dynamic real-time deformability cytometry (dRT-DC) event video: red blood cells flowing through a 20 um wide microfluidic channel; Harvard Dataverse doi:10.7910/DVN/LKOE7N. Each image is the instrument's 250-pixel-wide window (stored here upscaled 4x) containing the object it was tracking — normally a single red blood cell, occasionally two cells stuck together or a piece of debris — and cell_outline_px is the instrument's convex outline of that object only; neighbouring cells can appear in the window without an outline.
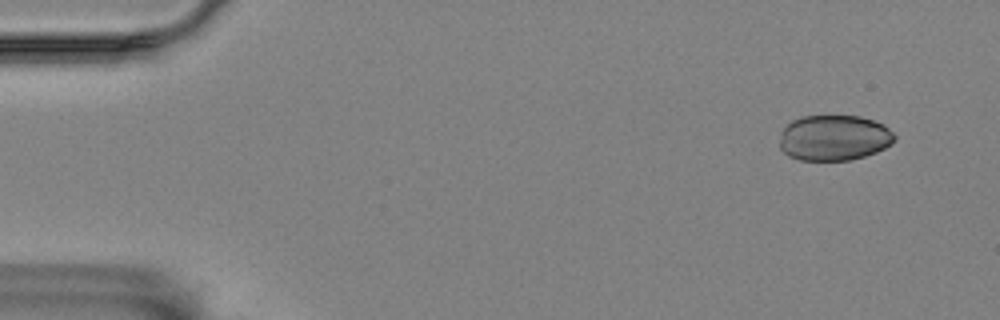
{"species": "Egyptian fruit bat (a non-hibernating species)", "species_latin": "Rousettus aegyptiacus", "temperature_condition": "room temperature", "stored_images_in_passage": 4, "camera_frame_rate_fps": 3000, "um_per_image_px": 0.085, "animal": {"sex": "female"}, "frame": {"image": 1, "passage_image": 1, "time_ms": 0.0, "image_size_px": [1000, 320], "cell_outline_px": [[896, 140], [892, 144], [876, 152], [864, 156], [848, 160], [800, 160], [788, 156], [780, 148], [780, 132], [792, 120], [800, 116], [860, 116], [884, 124], [896, 136]], "centroid_in_image_um": [70.89, 11.71], "position_along_channel_um": 14.1, "area_um2": 30.69}}